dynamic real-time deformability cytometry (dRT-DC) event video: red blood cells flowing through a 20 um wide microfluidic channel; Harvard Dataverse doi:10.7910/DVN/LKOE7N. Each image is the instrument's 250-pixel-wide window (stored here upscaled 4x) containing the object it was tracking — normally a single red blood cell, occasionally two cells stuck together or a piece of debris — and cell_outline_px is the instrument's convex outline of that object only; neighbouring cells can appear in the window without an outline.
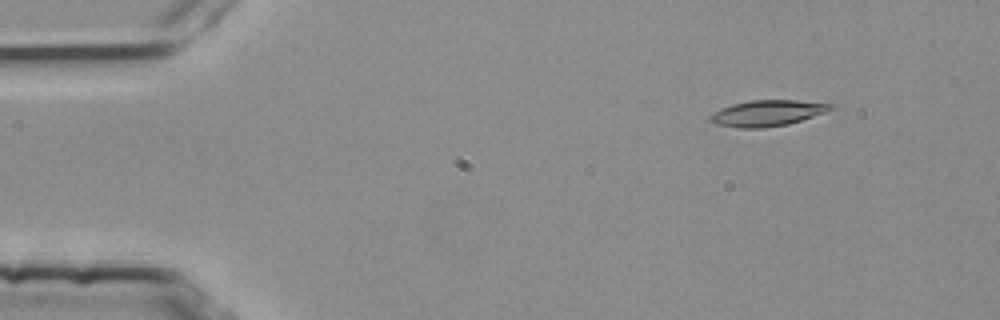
{"species": "common noctule bat (a hibernating species)", "species_latin": "Nyctalus noctula", "temperature_condition": "room temperature", "stored_images_in_passage": 3, "camera_frame_rate_fps": 3000, "um_per_image_px": 0.085, "animal": {"sex": "female", "body_mass_g": 25.1}, "frame": {"image": 1, "passage_image": 1, "time_ms": 0.0, "image_size_px": [1000, 320], "cell_outline_px": [[832, 108], [824, 112], [788, 124], [764, 128], [736, 128], [716, 124], [708, 120], [708, 116], [712, 112], [720, 108], [732, 104], [752, 100], [796, 100], [832, 104]], "centroid_in_image_um": [65.12, 9.62], "position_along_channel_um": 19.9, "area_um2": 18.15}}
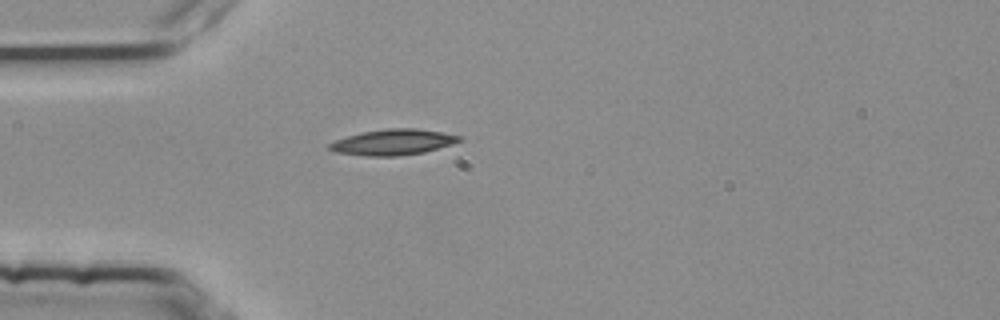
{"frame": {"image": 2, "passage_image": 3, "time_ms": 0.667, "image_size_px": [1000, 320], "cell_outline_px": [[464, 140], [452, 144], [424, 152], [396, 156], [368, 156], [336, 152], [328, 148], [328, 144], [336, 140], [360, 132], [388, 128], [416, 128], [464, 136]], "centroid_in_image_um": [33.44, 12.07], "position_along_channel_um": 51.6, "area_um2": 19.48}}